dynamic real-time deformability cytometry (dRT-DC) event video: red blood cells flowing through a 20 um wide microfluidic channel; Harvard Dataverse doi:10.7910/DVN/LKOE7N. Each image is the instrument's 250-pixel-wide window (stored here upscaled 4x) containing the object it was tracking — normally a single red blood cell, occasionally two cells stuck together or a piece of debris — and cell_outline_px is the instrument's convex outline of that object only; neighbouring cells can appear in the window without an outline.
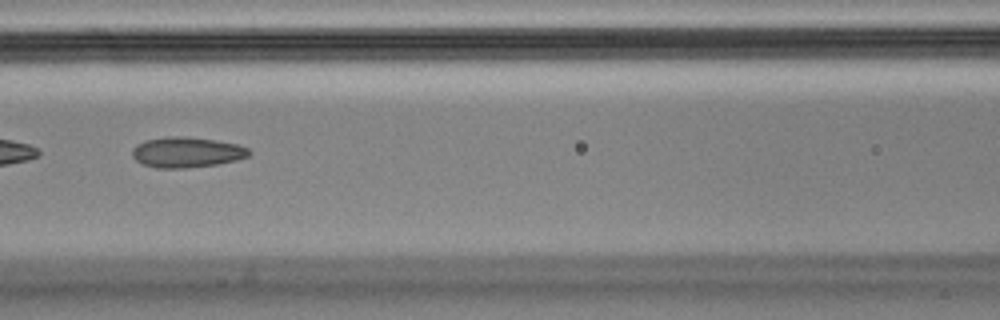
{"species": "Egyptian fruit bat (a non-hibernating species)", "species_latin": "Rousettus aegyptiacus", "temperature_condition": "cold", "stored_images_in_passage": 7, "segment_of_instrument_passage": [2, 2], "camera_frame_rate_fps": 3000, "um_per_image_px": 0.085, "animal": {"sex": "male"}, "frame": {"image": 1, "passage_image": 7, "time_ms": 2.0, "image_size_px": [1000, 320], "cell_outline_px": [[252, 152], [248, 156], [236, 160], [216, 164], [188, 168], [156, 168], [144, 164], [136, 160], [132, 156], [132, 148], [136, 144], [144, 140], [168, 136], [184, 136], [216, 140], [240, 144], [248, 148]], "centroid_in_image_um": [15.87, 12.93], "position_along_channel_um": 150.7, "area_um2": 20.92}}